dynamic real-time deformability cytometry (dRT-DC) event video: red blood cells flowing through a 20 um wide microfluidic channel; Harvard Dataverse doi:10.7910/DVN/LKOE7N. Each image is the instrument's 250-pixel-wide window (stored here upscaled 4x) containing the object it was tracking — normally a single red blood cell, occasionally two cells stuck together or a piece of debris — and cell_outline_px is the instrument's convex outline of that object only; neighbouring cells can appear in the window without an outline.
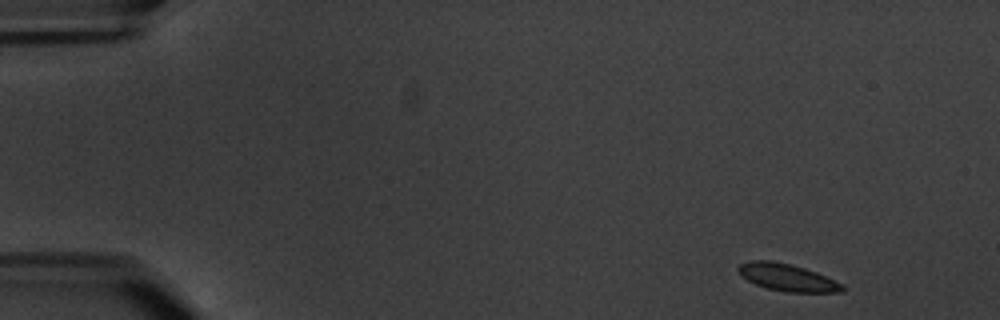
{"species": "common noctule bat (a hibernating species)", "species_latin": "Nyctalus noctula", "temperature_condition": "warm", "stored_images_in_passage": 5, "segment_of_instrument_passage": [1, 2], "camera_frame_rate_fps": 3000, "um_per_image_px": 0.085, "animal": {"sex": "male", "body_mass_g": 20.1, "forearm_length_mm": 53.5}, "frame": {"image": 1, "passage_image": 1, "time_ms": 0.0, "image_size_px": [1000, 320], "cell_outline_px": [[844, 292], [784, 292], [768, 288], [756, 284], [740, 276], [736, 268], [740, 264], [752, 260], [772, 260], [792, 264], [816, 272], [840, 284], [844, 288]], "centroid_in_image_um": [66.85, 23.57], "position_along_channel_um": 18.1, "area_um2": 16.36}}
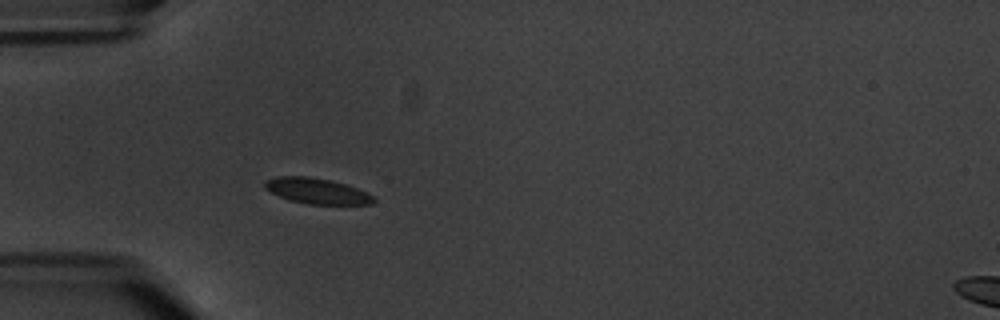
{"frame": {"image": 2, "passage_image": 4, "time_ms": 4.333, "image_size_px": [1000, 320], "cell_outline_px": [[376, 200], [372, 204], [308, 204], [288, 200], [264, 188], [264, 180], [276, 176], [308, 176], [332, 180], [368, 192], [376, 196]], "centroid_in_image_um": [26.94, 16.23], "position_along_channel_um": 58.1, "area_um2": 16.42}}